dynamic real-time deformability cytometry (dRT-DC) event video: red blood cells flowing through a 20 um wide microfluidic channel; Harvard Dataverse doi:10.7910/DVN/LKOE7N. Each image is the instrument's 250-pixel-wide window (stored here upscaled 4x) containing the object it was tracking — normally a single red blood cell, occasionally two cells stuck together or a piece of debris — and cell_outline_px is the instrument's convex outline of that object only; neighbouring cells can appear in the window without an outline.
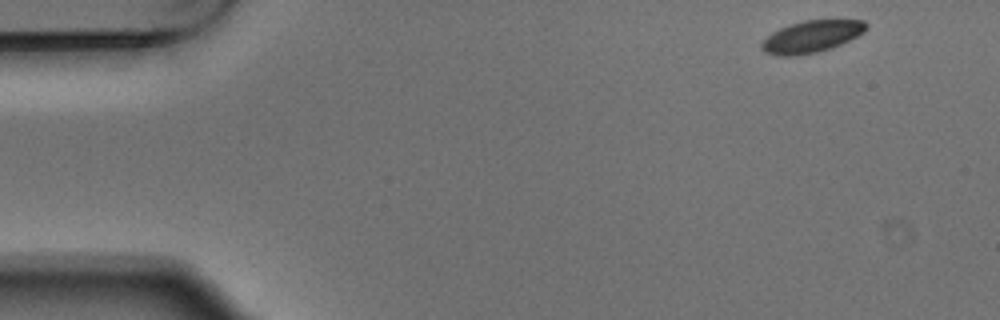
{"species": "Egyptian fruit bat (a non-hibernating species)", "species_latin": "Rousettus aegyptiacus", "temperature_condition": "warm", "stored_images_in_passage": 4, "camera_frame_rate_fps": 3000, "um_per_image_px": 0.085, "animal": {"sex": "male"}, "frame": {"image": 1, "passage_image": 1, "time_ms": 0.0, "image_size_px": [1000, 320], "cell_outline_px": [[868, 24], [864, 32], [832, 48], [816, 52], [792, 56], [780, 56], [768, 52], [760, 48], [760, 44], [772, 32], [788, 24], [804, 20], [864, 20]], "centroid_in_image_um": [68.98, 3.09], "position_along_channel_um": 16.0, "area_um2": 19.25}}
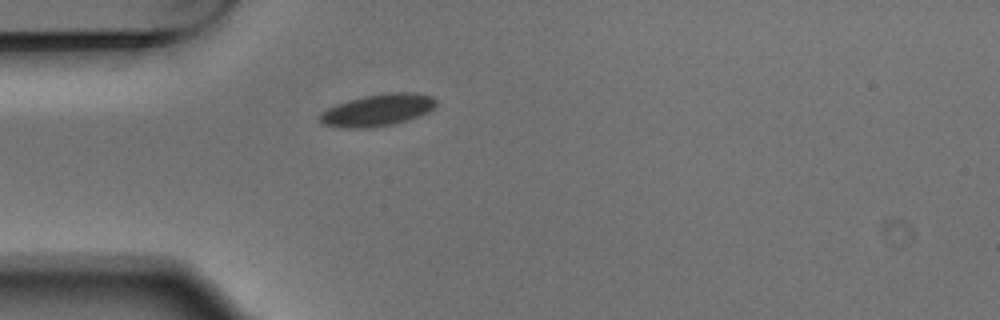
{"frame": {"image": 2, "passage_image": 4, "time_ms": 1.0, "image_size_px": [1000, 320], "cell_outline_px": [[436, 108], [428, 112], [392, 124], [372, 128], [344, 128], [324, 124], [316, 116], [320, 112], [336, 104], [348, 100], [364, 96], [388, 92], [416, 92], [432, 96], [436, 100]], "centroid_in_image_um": [32.08, 9.35], "position_along_channel_um": 52.9, "area_um2": 21.73}}